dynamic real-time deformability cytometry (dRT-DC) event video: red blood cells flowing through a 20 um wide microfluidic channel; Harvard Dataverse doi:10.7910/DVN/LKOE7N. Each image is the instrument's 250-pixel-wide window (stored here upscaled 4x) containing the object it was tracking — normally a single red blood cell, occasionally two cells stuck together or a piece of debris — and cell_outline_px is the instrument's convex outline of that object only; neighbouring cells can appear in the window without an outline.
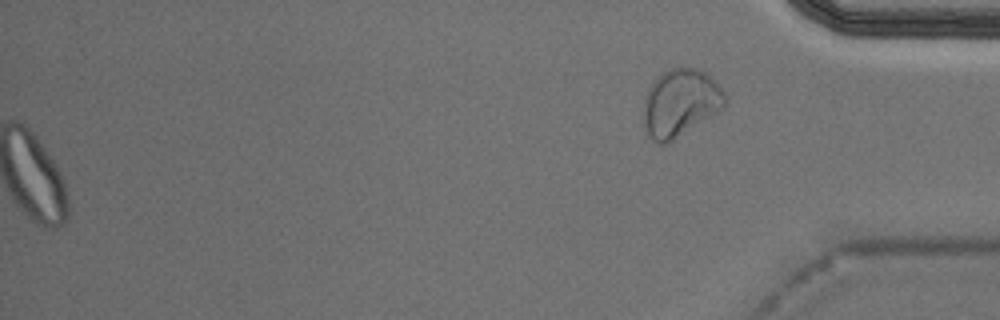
{"species": "Egyptian fruit bat (a non-hibernating species)", "species_latin": "Rousettus aegyptiacus", "temperature_condition": "cold", "stored_images_in_passage": 51, "segment_of_instrument_passage": [2, 2], "camera_frame_rate_fps": 3000, "um_per_image_px": 0.085, "animal": {"sex": "male"}, "frame": {"image": 1, "passage_image": 51, "time_ms": 16.667, "image_size_px": [1000, 320], "cell_outline_px": [[724, 108], [672, 140], [664, 144], [660, 144], [652, 140], [648, 136], [644, 128], [644, 104], [648, 84], [664, 72], [672, 68], [696, 68], [712, 76], [724, 92]], "centroid_in_image_um": [57.8, 8.73], "position_along_channel_um": 377.4, "area_um2": 31.79}}